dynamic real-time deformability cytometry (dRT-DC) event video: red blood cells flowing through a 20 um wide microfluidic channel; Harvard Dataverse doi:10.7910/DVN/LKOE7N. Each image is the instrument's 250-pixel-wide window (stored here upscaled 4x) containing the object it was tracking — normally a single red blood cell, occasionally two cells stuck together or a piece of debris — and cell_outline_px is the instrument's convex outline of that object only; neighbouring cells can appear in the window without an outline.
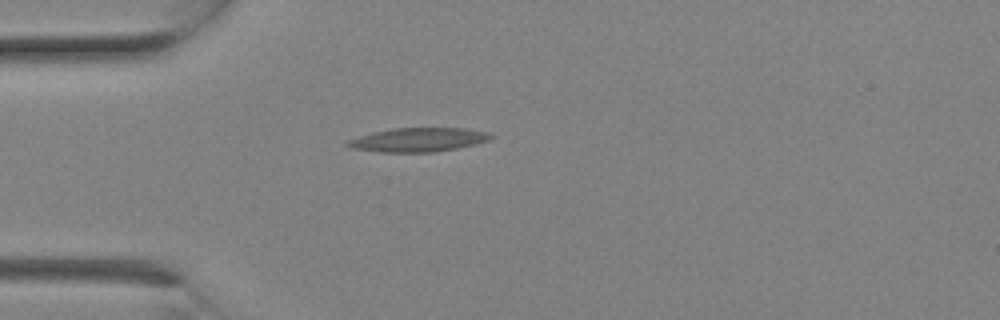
{"species": "Egyptian fruit bat (a non-hibernating species)", "species_latin": "Rousettus aegyptiacus", "temperature_condition": "room temperature", "stored_images_in_passage": 1, "camera_frame_rate_fps": 3000, "um_per_image_px": 0.085, "animal": {"sex": "female"}, "frame": {"image": 1, "passage_image": 1, "time_ms": 0.0, "image_size_px": [1000, 320], "cell_outline_px": [[496, 136], [488, 140], [476, 144], [456, 148], [432, 152], [380, 152], [352, 148], [344, 144], [348, 140], [360, 136], [392, 128], [468, 128], [492, 132]], "centroid_in_image_um": [35.63, 11.87], "position_along_channel_um": 49.4, "area_um2": 20.0}}